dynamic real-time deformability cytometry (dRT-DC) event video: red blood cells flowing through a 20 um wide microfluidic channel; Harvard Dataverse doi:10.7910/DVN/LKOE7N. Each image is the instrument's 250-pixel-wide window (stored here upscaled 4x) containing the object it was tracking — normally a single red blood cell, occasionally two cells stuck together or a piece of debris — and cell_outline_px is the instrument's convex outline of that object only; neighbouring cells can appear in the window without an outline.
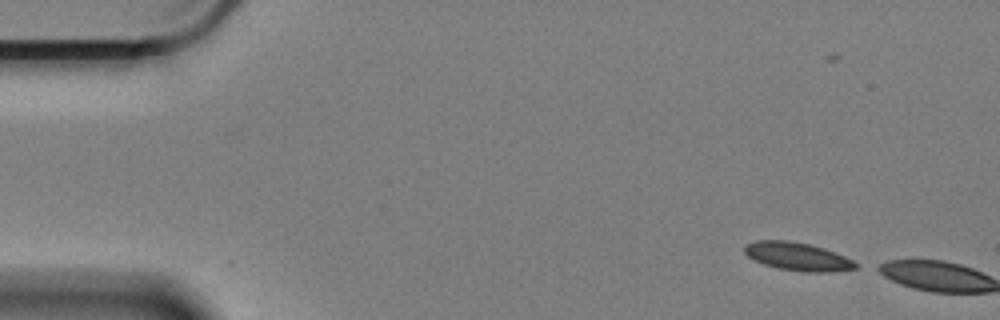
{"species": "Egyptian fruit bat (a non-hibernating species)", "species_latin": "Rousettus aegyptiacus", "temperature_condition": "cold", "stored_images_in_passage": 4, "camera_frame_rate_fps": 3000, "um_per_image_px": 0.085, "animal": {"sex": "female"}, "frame": {"image": 1, "passage_image": 2, "time_ms": 0.333, "image_size_px": [1000, 320], "cell_outline_px": [[856, 268], [824, 272], [804, 272], [776, 268], [764, 264], [748, 256], [744, 252], [744, 244], [756, 240], [788, 240], [808, 244], [844, 256], [852, 260], [856, 264]], "centroid_in_image_um": [67.71, 21.8], "position_along_channel_um": 17.3, "area_um2": 17.86}}